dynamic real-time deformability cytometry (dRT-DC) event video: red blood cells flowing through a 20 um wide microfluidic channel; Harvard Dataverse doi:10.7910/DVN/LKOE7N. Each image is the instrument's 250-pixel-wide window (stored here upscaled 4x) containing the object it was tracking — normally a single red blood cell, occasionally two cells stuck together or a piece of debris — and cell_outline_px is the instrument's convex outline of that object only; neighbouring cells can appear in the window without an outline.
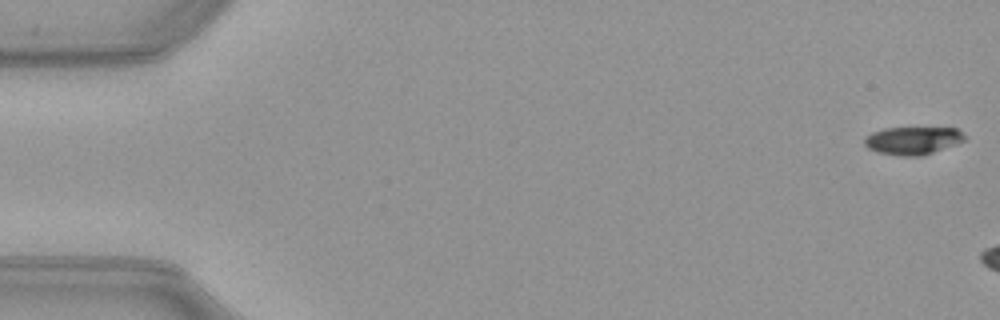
{"species": "common noctule bat (a hibernating species)", "species_latin": "Nyctalus noctula", "temperature_condition": "warm", "stored_images_in_passage": 6, "camera_frame_rate_fps": 3000, "um_per_image_px": 0.085, "animal": {"sex": "female", "body_mass_g": 21.9}, "frame": {"image": 1, "passage_image": 1, "time_ms": 0.0, "image_size_px": [1000, 320], "cell_outline_px": [[964, 140], [956, 144], [924, 156], [900, 156], [876, 152], [868, 148], [864, 144], [864, 136], [872, 132], [884, 128], [956, 128], [964, 136]], "centroid_in_image_um": [77.53, 11.96], "position_along_channel_um": 7.5, "area_um2": 16.3}}